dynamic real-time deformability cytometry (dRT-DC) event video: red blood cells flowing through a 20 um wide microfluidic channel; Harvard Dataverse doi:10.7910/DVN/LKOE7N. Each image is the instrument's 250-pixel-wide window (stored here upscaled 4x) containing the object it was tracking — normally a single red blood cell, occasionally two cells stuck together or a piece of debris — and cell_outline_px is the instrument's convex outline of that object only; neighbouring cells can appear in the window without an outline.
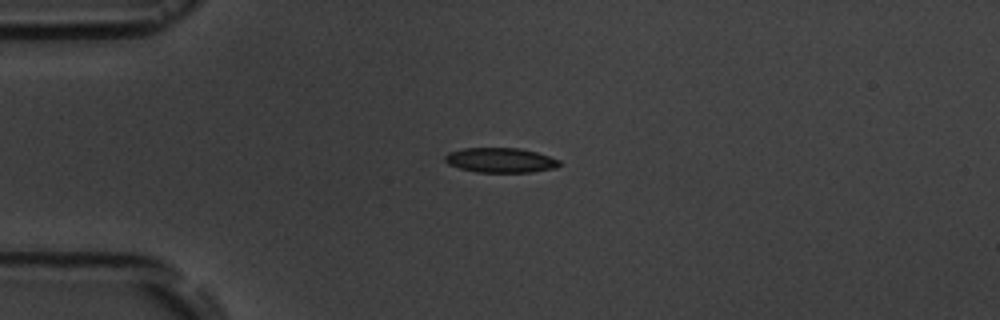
{"species": "common noctule bat (a hibernating species)", "species_latin": "Nyctalus noctula", "temperature_condition": "room temperature", "stored_images_in_passage": 4, "camera_frame_rate_fps": 3000, "um_per_image_px": 0.085, "animal": {"sex": "male", "body_mass_g": 19.5, "forearm_length_mm": 54.6}, "frame": {"image": 1, "passage_image": 1, "time_ms": 0.0, "image_size_px": [1000, 320], "cell_outline_px": [[560, 164], [556, 168], [532, 172], [476, 172], [460, 168], [448, 164], [444, 160], [444, 156], [448, 152], [464, 148], [520, 148], [536, 152], [560, 160]], "centroid_in_image_um": [42.53, 13.61], "position_along_channel_um": 42.5, "area_um2": 16.53}}
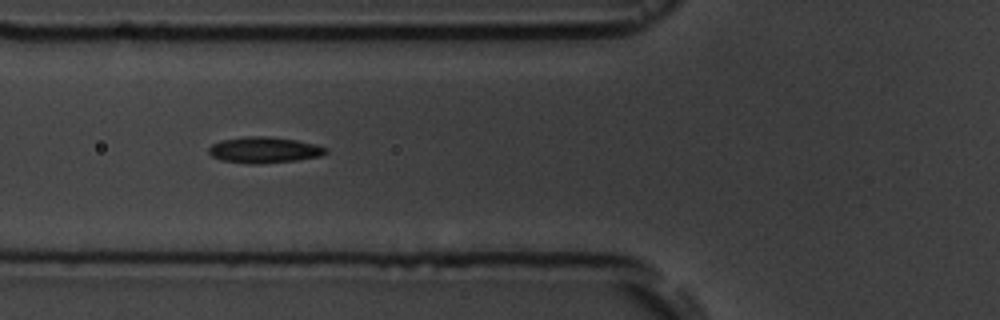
{"frame": {"image": 2, "passage_image": 3, "time_ms": 2.333, "image_size_px": [1000, 320], "cell_outline_px": [[328, 152], [320, 156], [296, 160], [260, 164], [248, 164], [220, 160], [212, 156], [208, 152], [208, 148], [212, 144], [220, 140], [244, 136], [268, 136], [296, 140], [316, 144], [328, 148]], "centroid_in_image_um": [22.43, 12.74], "position_along_channel_um": 103.4, "area_um2": 17.98}}
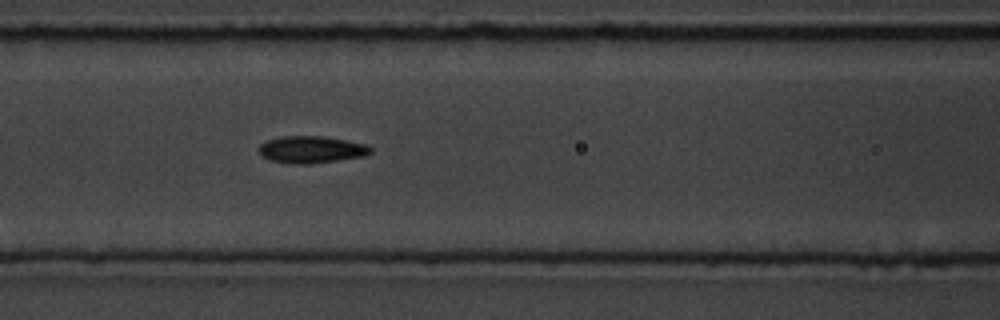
{"frame": {"image": 3, "passage_image": 4, "time_ms": 3.333, "image_size_px": [1000, 320], "cell_outline_px": [[372, 152], [364, 156], [308, 164], [296, 164], [272, 160], [260, 156], [260, 144], [268, 140], [284, 136], [324, 136], [368, 144], [372, 148]], "centroid_in_image_um": [26.5, 12.7], "position_along_channel_um": 140.1, "area_um2": 17.46}}